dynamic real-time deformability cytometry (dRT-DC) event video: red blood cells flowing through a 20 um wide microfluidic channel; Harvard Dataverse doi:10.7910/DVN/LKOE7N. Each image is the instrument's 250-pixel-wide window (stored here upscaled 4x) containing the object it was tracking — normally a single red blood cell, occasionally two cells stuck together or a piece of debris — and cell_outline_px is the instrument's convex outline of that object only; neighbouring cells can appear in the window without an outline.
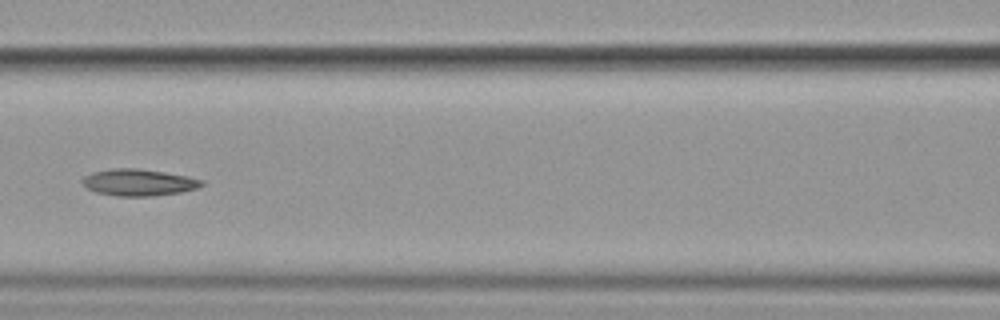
{"species": "common noctule bat (a hibernating species)", "species_latin": "Nyctalus noctula", "temperature_condition": "cold", "stored_images_in_passage": 15, "camera_frame_rate_fps": 3000, "um_per_image_px": 0.085, "animal": {"sex": "female", "body_mass_g": 19.9}, "frame": {"image": 1, "passage_image": 7, "time_ms": 8.0, "image_size_px": [1000, 320], "cell_outline_px": [[204, 184], [200, 188], [180, 192], [152, 196], [116, 196], [96, 192], [88, 188], [80, 180], [84, 176], [92, 172], [108, 168], [136, 168], [164, 172], [188, 176], [204, 180]], "centroid_in_image_um": [11.8, 15.5], "position_along_channel_um": 154.8, "area_um2": 18.73}}
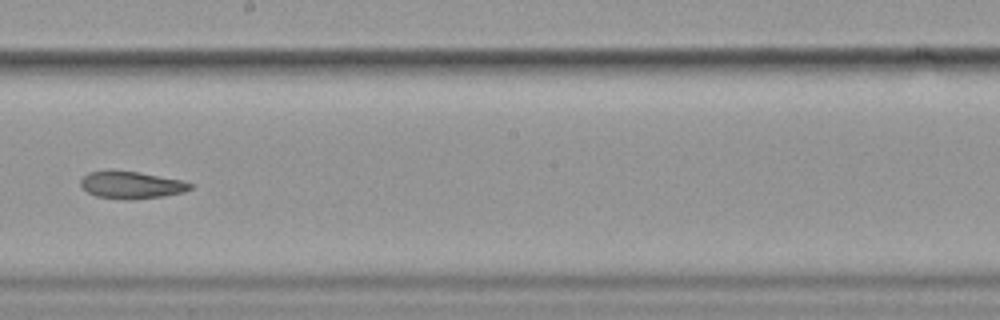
{"frame": {"image": 2, "passage_image": 9, "time_ms": 10.333, "image_size_px": [1000, 320], "cell_outline_px": [[196, 184], [192, 188], [184, 192], [164, 196], [128, 200], [124, 200], [96, 196], [88, 192], [80, 184], [80, 180], [88, 172], [108, 168], [112, 168], [140, 172], [184, 180]], "centroid_in_image_um": [11.18, 15.69], "position_along_channel_um": 237.0, "area_um2": 18.09}}
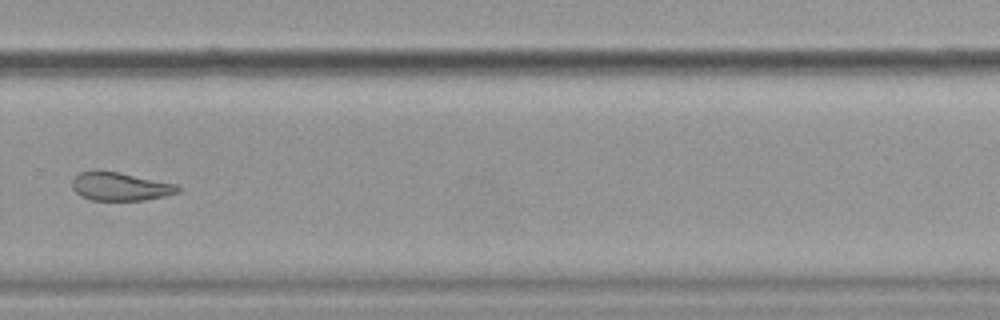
{"frame": {"image": 3, "passage_image": 11, "time_ms": 12.667, "image_size_px": [1000, 320], "cell_outline_px": [[180, 192], [164, 196], [144, 200], [92, 200], [80, 196], [72, 188], [72, 180], [80, 172], [96, 168], [120, 172], [176, 184], [180, 188]], "centroid_in_image_um": [10.17, 15.82], "position_along_channel_um": 319.6, "area_um2": 17.74}, "authors_computed_cell_mechanics": {"area_um2": 19.7098, "velocity_mm_per_s": 3.5496, "shape_relaxation_time_tau1_ms": null, "shape_relaxation_time_tau2_ms": 3.8376, "deformation_change_tau1": null, "deformation_change_tau2": 0.0978}}